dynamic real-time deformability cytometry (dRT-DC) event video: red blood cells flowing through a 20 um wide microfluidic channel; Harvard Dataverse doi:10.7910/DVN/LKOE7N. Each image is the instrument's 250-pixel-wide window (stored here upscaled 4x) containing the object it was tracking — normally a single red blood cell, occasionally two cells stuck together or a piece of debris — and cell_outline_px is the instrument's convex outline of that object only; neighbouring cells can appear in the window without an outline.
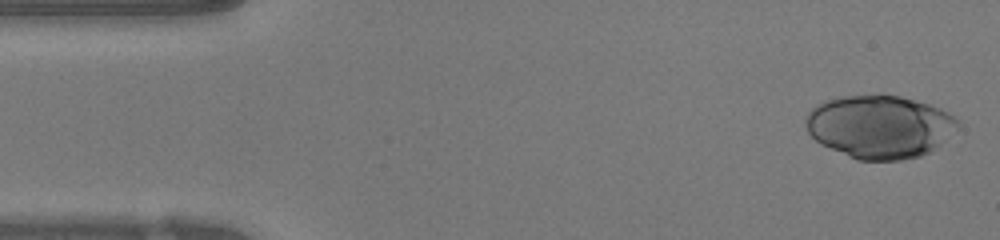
{"species": "human", "species_latin": "Homo sapiens", "temperature_condition": "warm", "stored_images_in_passage": 46, "camera_frame_rate_fps": 3000, "um_per_image_px": 0.085, "donor": {"sex": "female"}, "frame": {"image": 1, "passage_image": 1, "time_ms": 0.0, "image_size_px": [1000, 240], "cell_outline_px": [[960, 124], [932, 152], [920, 156], [900, 160], [856, 160], [820, 144], [808, 132], [804, 124], [804, 120], [808, 112], [816, 104], [828, 100], [844, 96], [900, 96], [928, 104], [940, 108], [948, 112]], "centroid_in_image_um": [74.74, 10.79], "position_along_channel_um": 10.3, "area_um2": 55.55}}
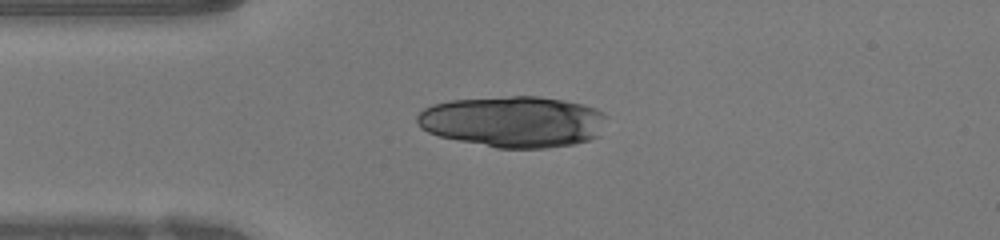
{"frame": {"image": 2, "passage_image": 10, "time_ms": 3.0, "image_size_px": [1000, 240], "cell_outline_px": [[608, 116], [600, 136], [588, 140], [572, 144], [548, 148], [496, 148], [440, 136], [428, 132], [420, 128], [416, 124], [416, 116], [424, 108], [432, 104], [448, 100], [512, 96], [540, 96], [564, 100], [584, 104], [596, 108], [604, 112]], "centroid_in_image_um": [43.65, 10.33], "position_along_channel_um": 41.4, "area_um2": 57.11}}
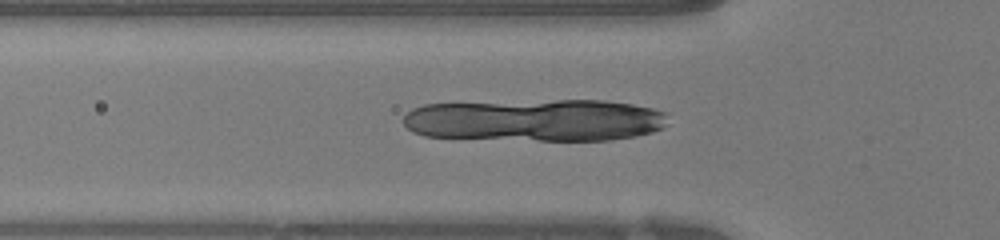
{"frame": {"image": 3, "passage_image": 14, "time_ms": 4.333, "image_size_px": [1000, 240], "cell_outline_px": [[668, 112], [664, 128], [652, 132], [636, 136], [612, 140], [540, 140], [424, 136], [412, 132], [404, 124], [404, 116], [412, 108], [424, 104], [556, 100], [604, 100], [632, 104], [652, 108]], "centroid_in_image_um": [45.55, 10.21], "position_along_channel_um": 80.2, "area_um2": 65.37}}